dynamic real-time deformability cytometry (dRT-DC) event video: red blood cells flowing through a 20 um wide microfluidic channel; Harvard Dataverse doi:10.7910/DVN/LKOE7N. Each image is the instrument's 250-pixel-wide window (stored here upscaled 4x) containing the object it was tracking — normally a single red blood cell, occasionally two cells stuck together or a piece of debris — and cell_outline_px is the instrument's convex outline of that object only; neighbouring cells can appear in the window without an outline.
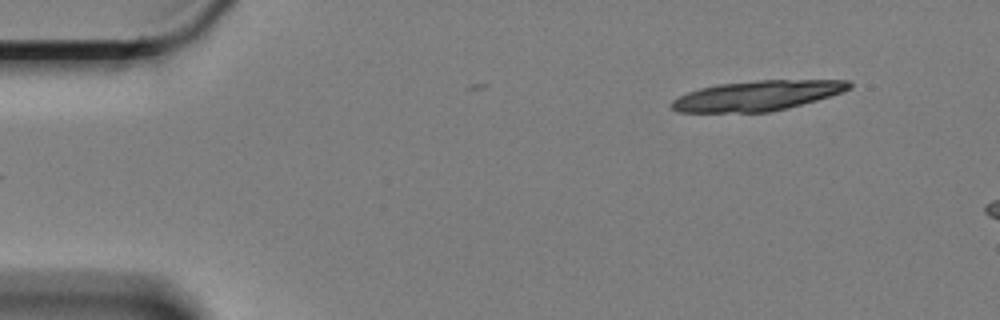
{"species": "Egyptian fruit bat (a non-hibernating species)", "species_latin": "Rousettus aegyptiacus", "temperature_condition": "cold", "stored_images_in_passage": 3, "camera_frame_rate_fps": 3000, "um_per_image_px": 0.085, "animal": {"sex": "female"}, "frame": {"image": 1, "passage_image": 1, "time_ms": 0.0, "image_size_px": [1000, 320], "cell_outline_px": [[852, 88], [844, 92], [788, 108], [768, 112], [680, 112], [672, 108], [672, 100], [688, 92], [700, 88], [716, 84], [756, 80], [848, 80], [852, 84]], "centroid_in_image_um": [64.4, 8.12], "position_along_channel_um": 20.6, "area_um2": 31.04}}